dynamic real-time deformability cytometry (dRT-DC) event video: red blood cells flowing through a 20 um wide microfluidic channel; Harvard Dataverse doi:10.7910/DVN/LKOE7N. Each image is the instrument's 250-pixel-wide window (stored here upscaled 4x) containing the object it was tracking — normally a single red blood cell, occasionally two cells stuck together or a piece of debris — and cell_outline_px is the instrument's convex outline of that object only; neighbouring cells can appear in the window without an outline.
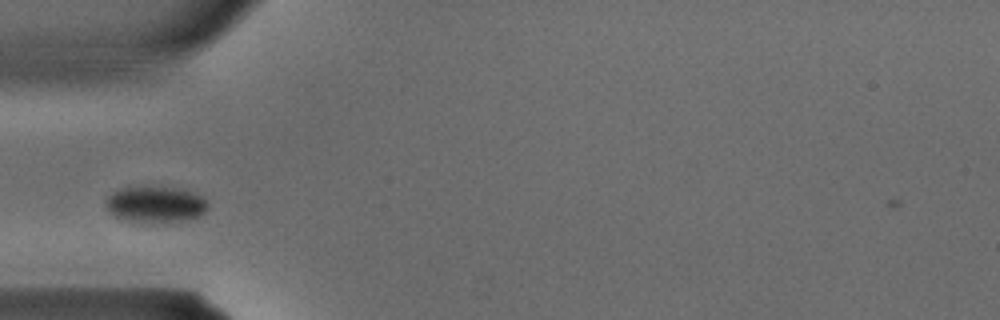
{"species": "common noctule bat (a hibernating species)", "species_latin": "Nyctalus noctula", "temperature_condition": "warm", "stored_images_in_passage": 21, "camera_frame_rate_fps": 3000, "um_per_image_px": 0.085, "animal": {"sex": "male", "body_mass_g": 15.6}, "frame": {"image": 1, "passage_image": 1, "time_ms": 0.0, "image_size_px": [1000, 320], "cell_outline_px": [[208, 208], [200, 216], [192, 220], [164, 224], [136, 224], [112, 216], [108, 212], [104, 204], [104, 200], [112, 192], [120, 188], [180, 188], [192, 192], [200, 196], [208, 204]], "centroid_in_image_um": [13.17, 17.45], "position_along_channel_um": 71.8, "area_um2": 22.37}}
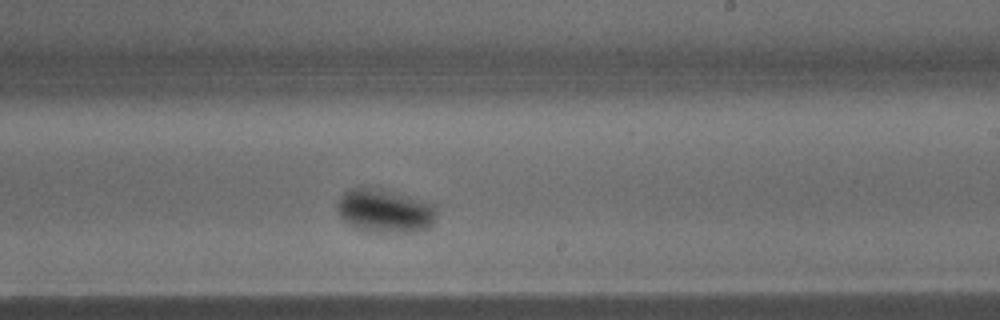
{"frame": {"image": 2, "passage_image": 11, "time_ms": 3.333, "image_size_px": [1000, 320], "cell_outline_px": [[436, 216], [432, 224], [428, 228], [416, 232], [368, 232], [352, 228], [340, 216], [336, 208], [336, 204], [340, 196], [344, 192], [352, 188], [368, 188], [424, 200], [436, 204]], "centroid_in_image_um": [32.7, 17.97], "position_along_channel_um": 256.3, "area_um2": 25.14}}
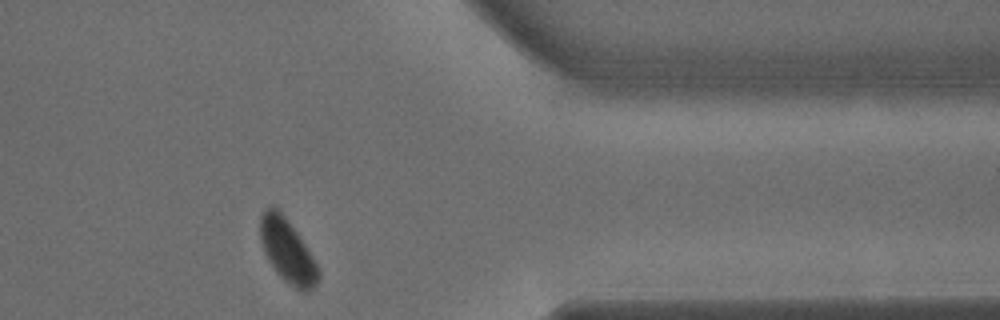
{"frame": {"image": 3, "passage_image": 19, "time_ms": 6.0, "image_size_px": [1000, 320], "cell_outline_px": [[320, 276], [316, 284], [308, 292], [300, 292], [284, 280], [276, 272], [268, 260], [264, 252], [260, 240], [260, 216], [272, 204], [284, 216], [296, 232], [320, 268]], "centroid_in_image_um": [24.43, 21.37], "position_along_channel_um": 387.0, "area_um2": 21.33}}